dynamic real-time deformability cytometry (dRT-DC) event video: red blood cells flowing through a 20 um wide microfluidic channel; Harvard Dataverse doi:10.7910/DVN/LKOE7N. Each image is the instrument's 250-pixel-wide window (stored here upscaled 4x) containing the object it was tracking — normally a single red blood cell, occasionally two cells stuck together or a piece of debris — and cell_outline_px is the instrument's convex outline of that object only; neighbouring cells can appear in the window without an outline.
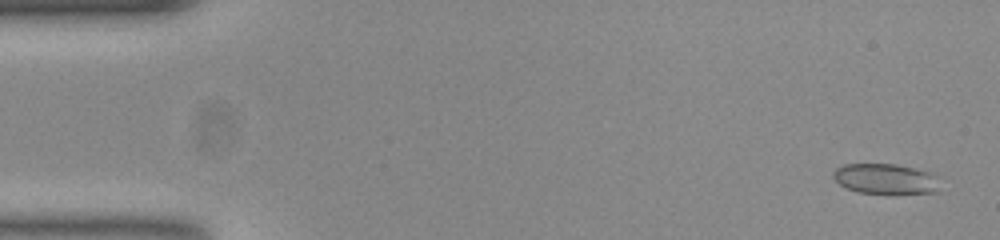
{"species": "common noctule bat (a hibernating species)", "species_latin": "Nyctalus noctula", "temperature_condition": "room temperature", "stored_images_in_passage": 55, "segment_of_instrument_passage": [1, 2], "camera_frame_rate_fps": 3000, "um_per_image_px": 0.085, "animal": {"sex": "female", "body_mass_g": 23.0, "forearm_length_mm": 53.4}, "frame": {"image": 1, "passage_image": 2, "time_ms": 0.333, "image_size_px": [1000, 240], "cell_outline_px": [[936, 192], [860, 192], [848, 188], [840, 184], [832, 176], [832, 172], [836, 168], [844, 164], [896, 164], [916, 168], [932, 172], [936, 176]], "centroid_in_image_um": [75.22, 15.16], "position_along_channel_um": 9.8, "area_um2": 18.26}}
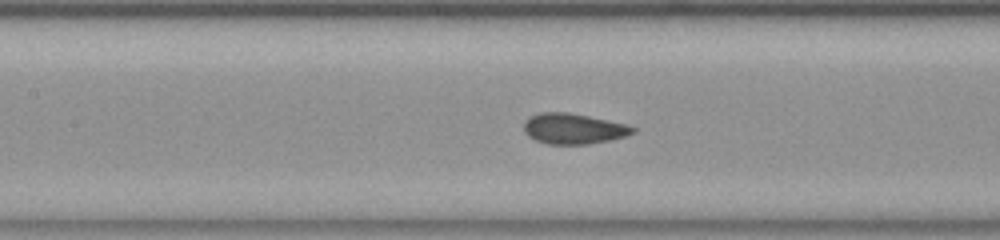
{"frame": {"image": 2, "passage_image": 24, "time_ms": 7.667, "image_size_px": [1000, 240], "cell_outline_px": [[636, 132], [624, 136], [608, 140], [588, 144], [548, 144], [536, 140], [528, 136], [524, 132], [524, 120], [540, 112], [568, 112], [588, 116], [624, 124], [636, 128]], "centroid_in_image_um": [48.7, 10.94], "position_along_channel_um": 158.7, "area_um2": 19.19}}
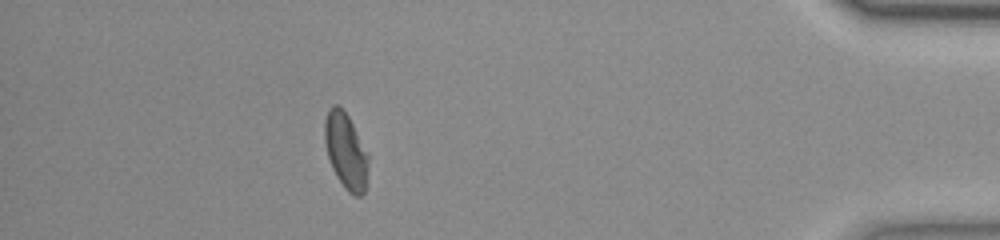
{"frame": {"image": 3, "passage_image": 48, "time_ms": 15.667, "image_size_px": [1000, 240], "cell_outline_px": [[368, 164], [364, 192], [360, 196], [356, 196], [348, 192], [336, 176], [332, 168], [328, 156], [324, 140], [324, 120], [328, 108], [332, 104], [336, 104], [348, 116], [368, 152]], "centroid_in_image_um": [29.38, 12.81], "position_along_channel_um": 405.8, "area_um2": 19.25}}